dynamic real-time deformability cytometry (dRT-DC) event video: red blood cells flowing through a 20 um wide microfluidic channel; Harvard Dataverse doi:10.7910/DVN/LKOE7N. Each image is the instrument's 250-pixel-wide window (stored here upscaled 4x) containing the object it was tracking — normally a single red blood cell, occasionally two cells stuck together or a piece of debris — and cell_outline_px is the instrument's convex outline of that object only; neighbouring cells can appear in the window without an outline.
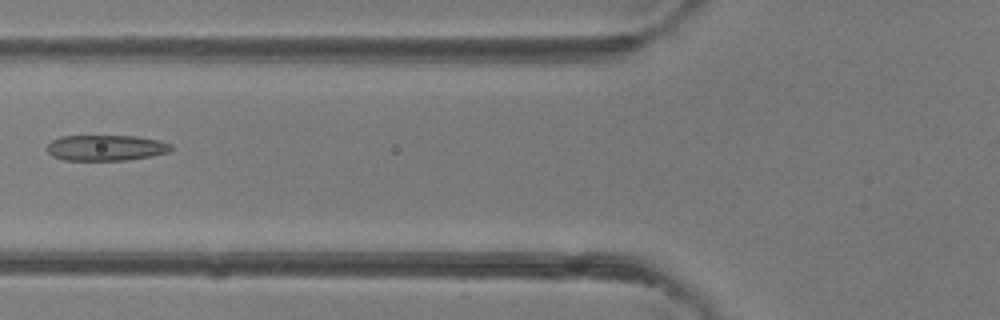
{"species": "common noctule bat (a hibernating species)", "species_latin": "Nyctalus noctula", "temperature_condition": "room temperature", "stored_images_in_passage": 4, "camera_frame_rate_fps": 3000, "um_per_image_px": 0.085, "animal": {"sex": "female"}, "frame": {"image": 1, "passage_image": 4, "time_ms": 4.333, "image_size_px": [1000, 320], "cell_outline_px": [[172, 148], [168, 152], [152, 156], [128, 160], [64, 160], [52, 156], [44, 148], [52, 140], [60, 136], [136, 136], [160, 140], [172, 144]], "centroid_in_image_um": [8.99, 12.56], "position_along_channel_um": 116.8, "area_um2": 18.79}}